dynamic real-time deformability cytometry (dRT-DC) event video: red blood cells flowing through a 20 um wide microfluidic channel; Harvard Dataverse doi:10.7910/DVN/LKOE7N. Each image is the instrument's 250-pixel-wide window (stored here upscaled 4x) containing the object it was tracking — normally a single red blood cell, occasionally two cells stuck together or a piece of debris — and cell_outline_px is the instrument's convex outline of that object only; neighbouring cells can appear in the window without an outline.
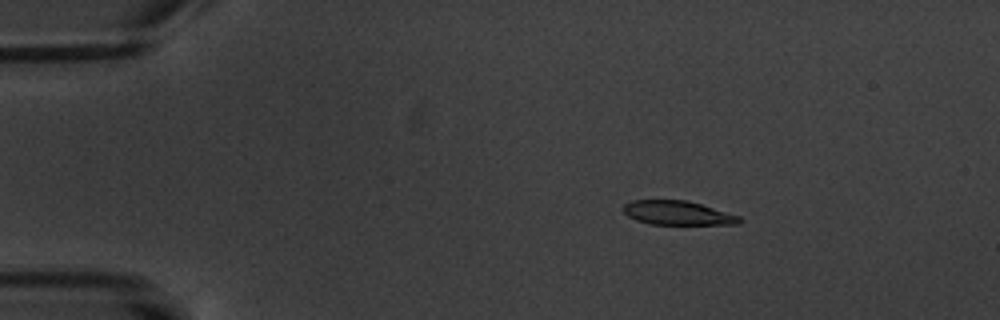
{"species": "common noctule bat (a hibernating species)", "species_latin": "Nyctalus noctula", "temperature_condition": "warm", "stored_images_in_passage": 5, "camera_frame_rate_fps": 3000, "um_per_image_px": 0.085, "animal": {"sex": "male", "body_mass_g": 20.1, "forearm_length_mm": 53.5}, "frame": {"image": 1, "passage_image": 2, "time_ms": 1.333, "image_size_px": [1000, 320], "cell_outline_px": [[744, 220], [740, 224], [648, 224], [636, 220], [628, 216], [620, 208], [624, 204], [632, 200], [684, 200], [700, 204], [740, 216]], "centroid_in_image_um": [57.57, 18.1], "position_along_channel_um": 27.4, "area_um2": 16.3}}
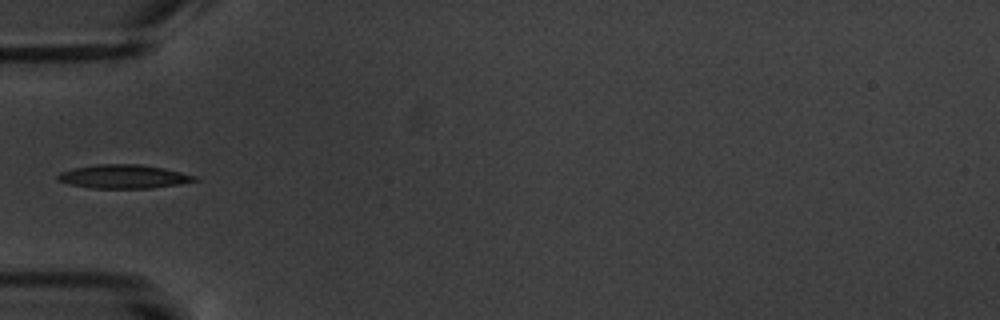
{"frame": {"image": 2, "passage_image": 5, "time_ms": 4.667, "image_size_px": [1000, 320], "cell_outline_px": [[200, 180], [180, 184], [152, 188], [92, 188], [72, 184], [56, 180], [56, 176], [60, 172], [72, 168], [96, 164], [140, 164], [164, 168], [196, 176]], "centroid_in_image_um": [10.51, 15.0], "position_along_channel_um": 74.5, "area_um2": 18.96}}